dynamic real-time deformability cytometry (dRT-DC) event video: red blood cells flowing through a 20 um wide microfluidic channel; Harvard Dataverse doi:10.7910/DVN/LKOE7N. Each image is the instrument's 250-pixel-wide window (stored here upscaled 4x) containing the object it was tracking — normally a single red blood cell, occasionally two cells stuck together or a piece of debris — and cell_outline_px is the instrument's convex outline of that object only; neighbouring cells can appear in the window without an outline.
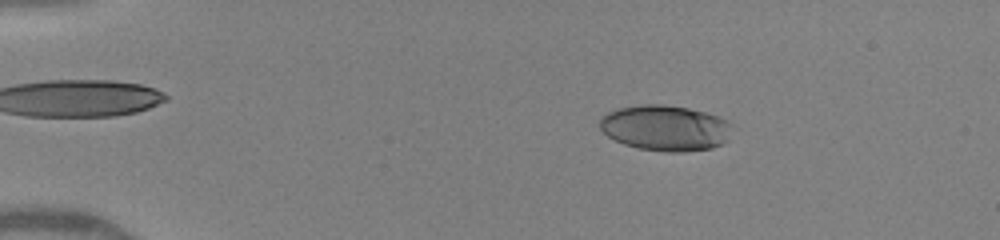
{"species": "human", "species_latin": "Homo sapiens", "temperature_condition": "warm", "stored_images_in_passage": 74, "camera_frame_rate_fps": 3000, "um_per_image_px": 0.085, "donor": {"sex": "female"}, "frame": {"image": 1, "passage_image": 10, "time_ms": 2.667, "image_size_px": [1000, 240], "cell_outline_px": [[732, 124], [728, 140], [724, 144], [712, 148], [684, 152], [668, 152], [640, 148], [624, 144], [608, 136], [600, 128], [600, 116], [608, 112], [620, 108], [640, 104], [664, 104], [688, 108], [704, 112], [728, 120]], "centroid_in_image_um": [56.57, 10.87], "position_along_channel_um": 28.4, "area_um2": 35.32}}
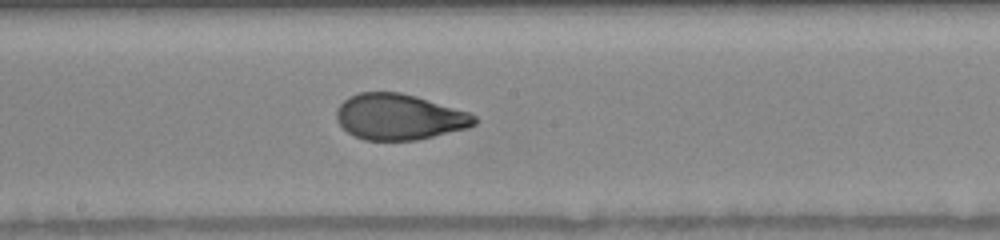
{"frame": {"image": 2, "passage_image": 35, "time_ms": 9.0, "image_size_px": [1000, 240], "cell_outline_px": [[480, 120], [476, 124], [468, 128], [416, 140], [364, 140], [348, 132], [336, 120], [336, 108], [348, 96], [360, 92], [400, 92], [416, 96], [468, 112], [476, 116]], "centroid_in_image_um": [33.93, 9.93], "position_along_channel_um": 214.3, "area_um2": 36.88}}
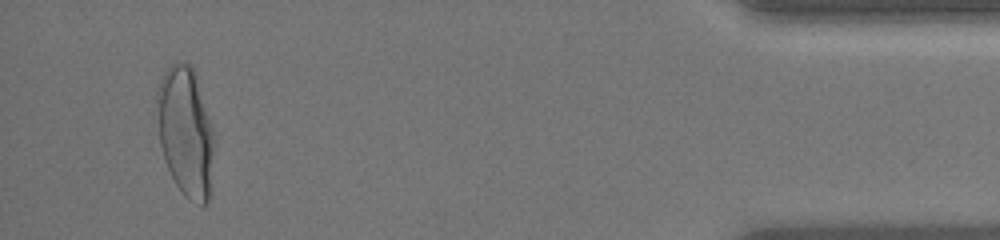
{"frame": {"image": 3, "passage_image": 69, "time_ms": 15.333, "image_size_px": [1000, 240], "cell_outline_px": [[212, 148], [208, 204], [200, 204], [188, 200], [184, 196], [176, 184], [168, 168], [160, 144], [156, 100], [156, 92], [160, 80], [164, 72], [172, 64], [188, 64], [192, 68], [212, 128]], "centroid_in_image_um": [15.73, 11.23], "position_along_channel_um": 419.5, "area_um2": 41.73}, "authors_computed_cell_mechanics": {"area_um2": 36.9342, "velocity_mm_per_s": 4.1911, "shape_relaxation_time_tau1_ms": 4.6854, "shape_relaxation_time_tau2_ms": null, "deformation_change_tau1": 0.2293, "deformation_change_tau2": null}}